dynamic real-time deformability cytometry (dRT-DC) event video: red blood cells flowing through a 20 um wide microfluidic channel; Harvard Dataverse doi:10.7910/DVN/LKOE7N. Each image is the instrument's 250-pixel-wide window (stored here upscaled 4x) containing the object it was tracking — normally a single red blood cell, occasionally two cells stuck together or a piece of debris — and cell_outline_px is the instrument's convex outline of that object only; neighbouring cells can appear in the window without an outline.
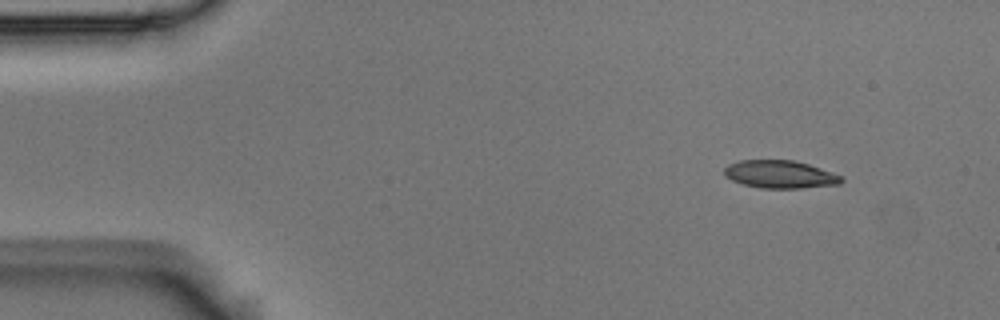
{"species": "Egyptian fruit bat (a non-hibernating species)", "species_latin": "Rousettus aegyptiacus", "temperature_condition": "room temperature", "stored_images_in_passage": 5, "camera_frame_rate_fps": 3000, "um_per_image_px": 0.085, "animal": {"sex": "male"}, "frame": {"image": 1, "passage_image": 1, "time_ms": 0.0, "image_size_px": [1000, 320], "cell_outline_px": [[844, 180], [840, 184], [800, 188], [760, 188], [744, 184], [732, 180], [724, 176], [724, 168], [728, 164], [740, 160], [792, 160], [808, 164], [832, 172], [840, 176]], "centroid_in_image_um": [66.28, 14.82], "position_along_channel_um": 18.7, "area_um2": 18.9}}
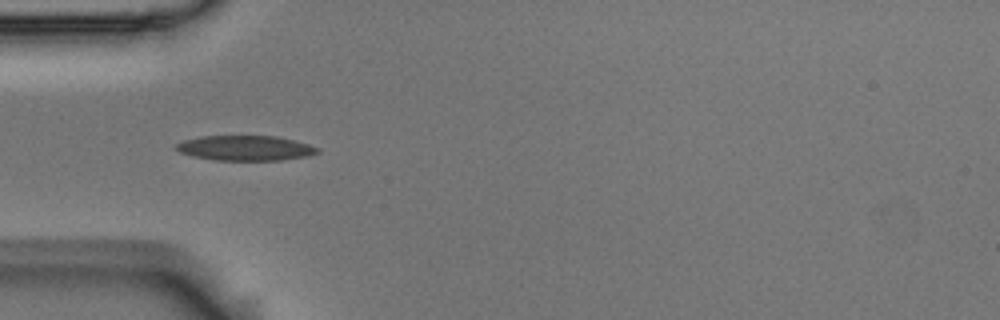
{"frame": {"image": 2, "passage_image": 4, "time_ms": 1.0, "image_size_px": [1000, 320], "cell_outline_px": [[320, 152], [304, 156], [280, 160], [216, 160], [192, 156], [180, 152], [176, 148], [176, 144], [184, 140], [200, 136], [276, 136], [308, 144], [320, 148]], "centroid_in_image_um": [20.84, 12.58], "position_along_channel_um": 64.2, "area_um2": 20.4}}
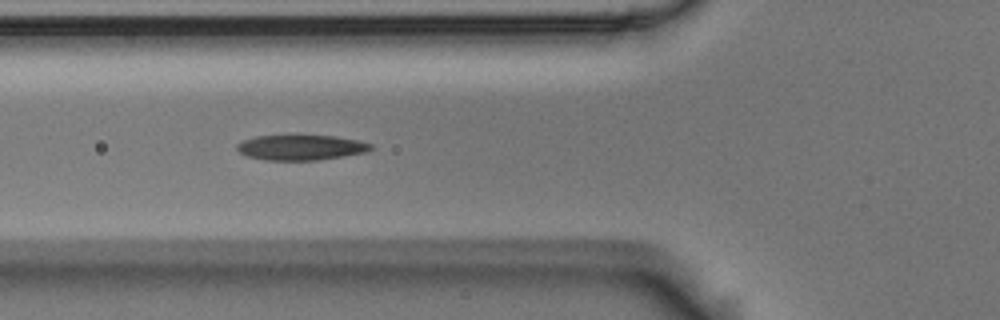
{"frame": {"image": 3, "passage_image": 5, "time_ms": 1.333, "image_size_px": [1000, 320], "cell_outline_px": [[372, 148], [368, 152], [344, 156], [316, 160], [268, 160], [248, 156], [240, 152], [236, 148], [236, 144], [244, 140], [256, 136], [336, 136], [356, 140], [372, 144]], "centroid_in_image_um": [25.6, 12.54], "position_along_channel_um": 100.2, "area_um2": 19.42}}